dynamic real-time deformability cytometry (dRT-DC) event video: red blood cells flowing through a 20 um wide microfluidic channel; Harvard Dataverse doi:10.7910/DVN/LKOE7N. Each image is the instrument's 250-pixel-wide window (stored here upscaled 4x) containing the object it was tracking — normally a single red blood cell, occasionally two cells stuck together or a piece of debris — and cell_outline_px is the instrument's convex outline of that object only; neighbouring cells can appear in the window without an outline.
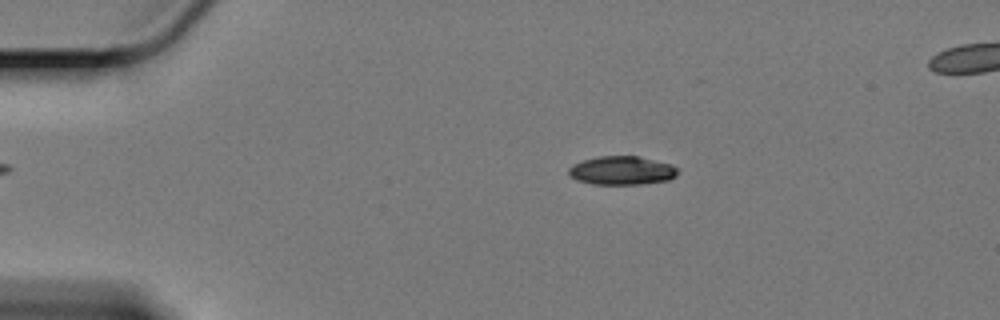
{"species": "Egyptian fruit bat (a non-hibernating species)", "species_latin": "Rousettus aegyptiacus", "temperature_condition": "cold", "stored_images_in_passage": 61, "segment_of_instrument_passage": [1, 2], "camera_frame_rate_fps": 3000, "um_per_image_px": 0.085, "animal": {"sex": "female"}, "frame": {"image": 1, "passage_image": 12, "time_ms": 3.667, "image_size_px": [1000, 320], "cell_outline_px": [[680, 172], [676, 176], [668, 180], [640, 184], [592, 184], [576, 180], [568, 176], [568, 168], [572, 164], [584, 160], [600, 156], [636, 156], [668, 164], [680, 168]], "centroid_in_image_um": [52.83, 14.5], "position_along_channel_um": 32.2, "area_um2": 18.21}}
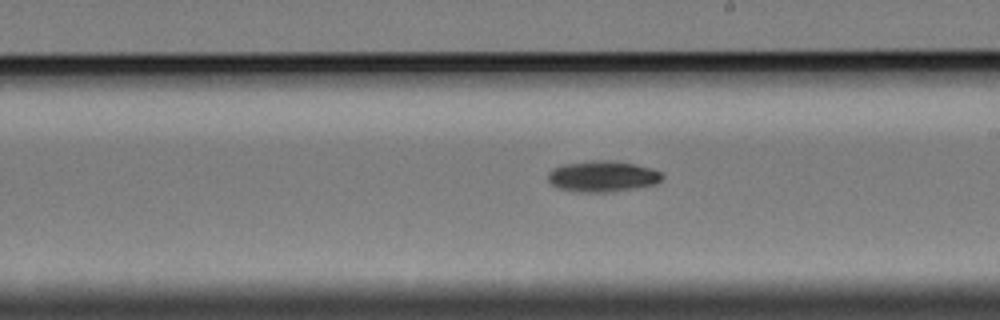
{"frame": {"image": 2, "passage_image": 35, "time_ms": 11.333, "image_size_px": [1000, 320], "cell_outline_px": [[664, 176], [656, 184], [612, 192], [580, 192], [556, 188], [548, 180], [548, 172], [552, 168], [564, 164], [592, 160], [612, 160], [652, 168], [660, 172]], "centroid_in_image_um": [51.19, 14.99], "position_along_channel_um": 237.8, "area_um2": 20.69}}
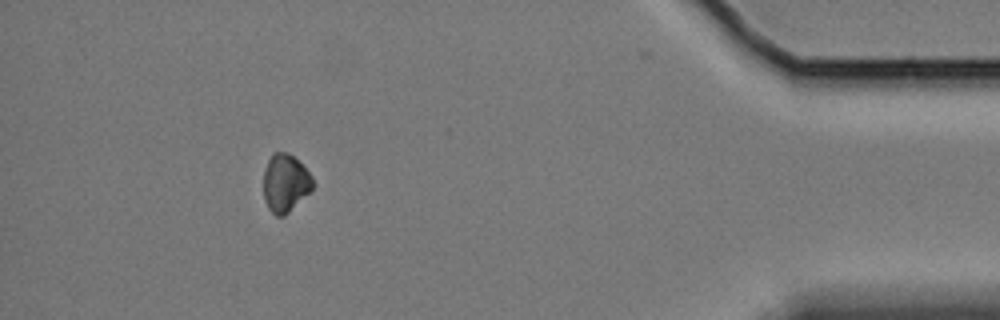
{"frame": {"image": 3, "passage_image": 55, "time_ms": 18.0, "image_size_px": [1000, 320], "cell_outline_px": [[312, 192], [284, 216], [276, 216], [268, 208], [264, 200], [264, 168], [272, 152], [288, 152], [312, 176]], "centroid_in_image_um": [24.24, 15.58], "position_along_channel_um": 411.0, "area_um2": 16.65}}